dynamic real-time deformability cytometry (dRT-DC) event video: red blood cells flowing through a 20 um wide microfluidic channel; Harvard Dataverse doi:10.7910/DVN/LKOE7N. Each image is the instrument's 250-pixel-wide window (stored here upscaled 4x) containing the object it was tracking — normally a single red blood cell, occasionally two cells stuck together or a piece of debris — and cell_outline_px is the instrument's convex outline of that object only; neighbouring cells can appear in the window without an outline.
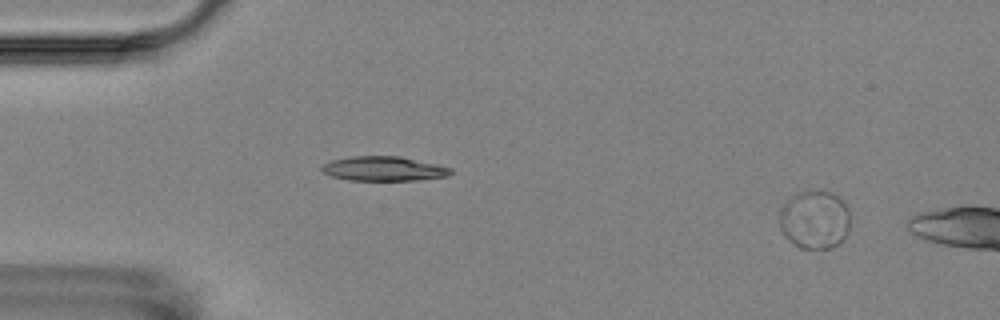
{"species": "Egyptian fruit bat (a non-hibernating species)", "species_latin": "Rousettus aegyptiacus", "temperature_condition": "room temperature", "stored_images_in_passage": 3, "camera_frame_rate_fps": 3000, "um_per_image_px": 0.085, "animal": {"sex": "female"}, "frame": {"image": 1, "passage_image": 1, "time_ms": 0.0, "image_size_px": [1000, 320], "cell_outline_px": [[848, 232], [836, 244], [828, 248], [800, 248], [788, 240], [784, 236], [780, 228], [780, 208], [792, 196], [800, 192], [832, 192], [848, 208]], "centroid_in_image_um": [69.2, 18.69], "position_along_channel_um": 15.8, "area_um2": 23.52}}